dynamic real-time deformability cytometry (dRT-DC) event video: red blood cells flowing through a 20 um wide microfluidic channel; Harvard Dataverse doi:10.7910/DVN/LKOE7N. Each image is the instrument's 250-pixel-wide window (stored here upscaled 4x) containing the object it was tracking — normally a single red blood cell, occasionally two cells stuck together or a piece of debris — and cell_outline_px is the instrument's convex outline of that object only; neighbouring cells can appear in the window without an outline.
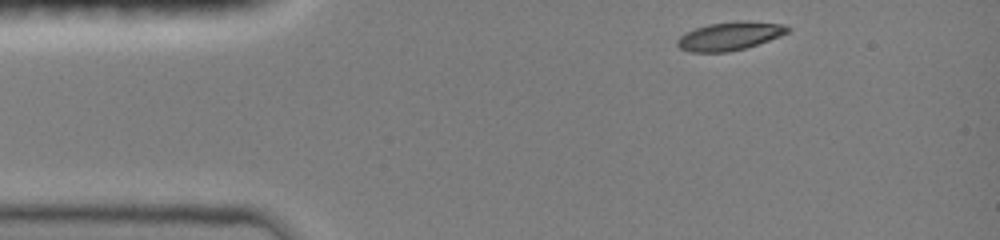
{"species": "common noctule bat (a hibernating species)", "species_latin": "Nyctalus noctula", "temperature_condition": "room temperature", "stored_images_in_passage": 37, "camera_frame_rate_fps": 3000, "um_per_image_px": 0.085, "animal": {"sex": "female", "body_mass_g": 19.0, "forearm_length_mm": 51.5}, "frame": {"image": 1, "passage_image": 1, "time_ms": 0.0, "image_size_px": [1000, 240], "cell_outline_px": [[792, 28], [788, 32], [780, 36], [744, 48], [728, 52], [688, 52], [680, 48], [676, 44], [676, 40], [684, 32], [708, 24], [740, 20], [748, 20], [784, 24]], "centroid_in_image_um": [62.01, 3.05], "position_along_channel_um": 23.0, "area_um2": 18.38}}
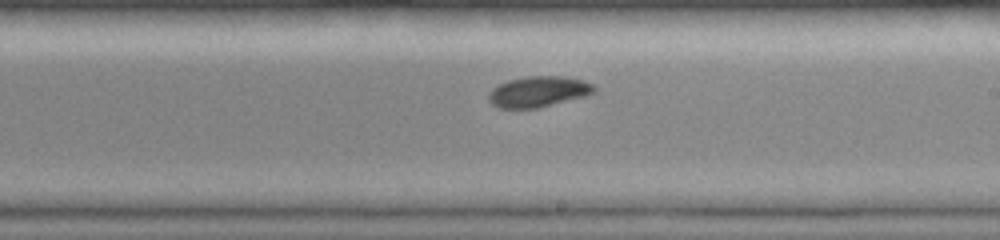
{"frame": {"image": 2, "passage_image": 22, "time_ms": 7.0, "image_size_px": [1000, 240], "cell_outline_px": [[596, 88], [592, 92], [584, 96], [536, 108], [500, 108], [492, 104], [488, 100], [488, 92], [492, 88], [508, 80], [524, 76], [564, 76], [584, 80], [592, 84]], "centroid_in_image_um": [45.72, 7.77], "position_along_channel_um": 243.3, "area_um2": 18.79}}
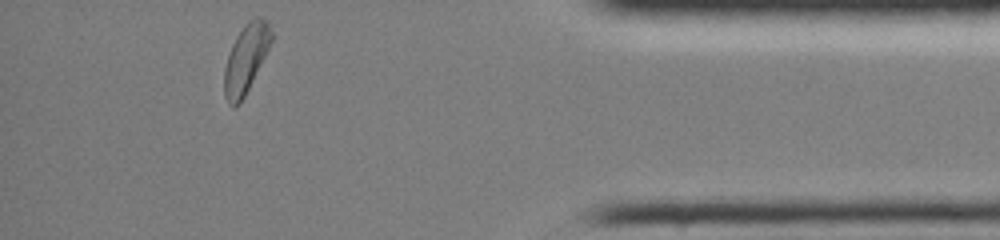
{"frame": {"image": 3, "passage_image": 37, "time_ms": 12.0, "image_size_px": [1000, 240], "cell_outline_px": [[272, 40], [240, 104], [232, 108], [228, 104], [224, 96], [224, 68], [232, 44], [236, 36], [248, 20], [256, 16], [260, 16], [268, 20], [272, 32]], "centroid_in_image_um": [20.88, 4.97], "position_along_channel_um": 414.3, "area_um2": 18.61}, "authors_computed_cell_mechanics": {"area_um2": 18.7272, "velocity_mm_per_s": 4.0017, "shape_relaxation_time_tau1_ms": 3.9879, "shape_relaxation_time_tau2_ms": null, "deformation_change_tau1": 0.1101, "deformation_change_tau2": null}}